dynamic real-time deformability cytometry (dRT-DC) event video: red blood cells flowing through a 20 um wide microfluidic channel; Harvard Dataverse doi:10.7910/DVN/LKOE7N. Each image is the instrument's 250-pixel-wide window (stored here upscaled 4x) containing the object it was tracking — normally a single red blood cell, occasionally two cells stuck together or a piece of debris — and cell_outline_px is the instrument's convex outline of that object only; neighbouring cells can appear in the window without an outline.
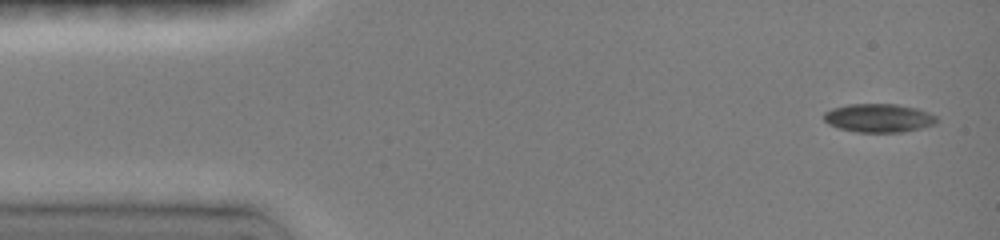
{"species": "common noctule bat (a hibernating species)", "species_latin": "Nyctalus noctula", "temperature_condition": "room temperature", "stored_images_in_passage": 5, "camera_frame_rate_fps": 3000, "um_per_image_px": 0.085, "animal": {"sex": "female", "body_mass_g": 19.0, "forearm_length_mm": 51.5}, "frame": {"image": 1, "passage_image": 1, "time_ms": 0.0, "image_size_px": [1000, 240], "cell_outline_px": [[940, 120], [936, 124], [904, 132], [856, 132], [840, 128], [828, 124], [824, 120], [824, 112], [832, 108], [848, 104], [896, 104], [916, 108], [928, 112], [936, 116]], "centroid_in_image_um": [74.71, 10.03], "position_along_channel_um": 10.3, "area_um2": 18.84}}
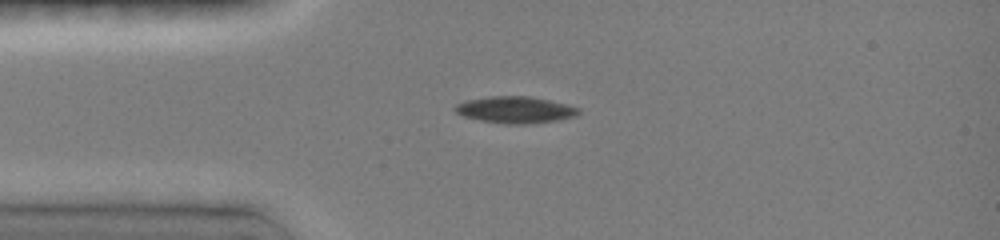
{"frame": {"image": 2, "passage_image": 4, "time_ms": 1.0, "image_size_px": [1000, 240], "cell_outline_px": [[580, 112], [576, 116], [556, 120], [524, 124], [508, 124], [480, 120], [464, 116], [456, 112], [452, 108], [456, 104], [464, 100], [488, 96], [528, 96], [568, 104], [580, 108]], "centroid_in_image_um": [43.78, 9.32], "position_along_channel_um": 41.2, "area_um2": 19.19}}